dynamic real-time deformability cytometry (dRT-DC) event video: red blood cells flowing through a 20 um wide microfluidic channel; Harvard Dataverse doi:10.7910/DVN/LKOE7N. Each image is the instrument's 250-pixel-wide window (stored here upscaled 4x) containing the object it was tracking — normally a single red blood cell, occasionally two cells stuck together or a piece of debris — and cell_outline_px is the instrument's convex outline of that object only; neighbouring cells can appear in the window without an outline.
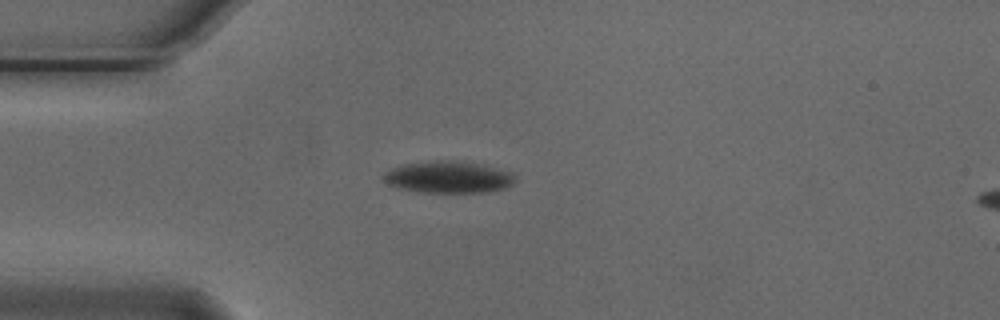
{"species": "Egyptian fruit bat (a non-hibernating species)", "species_latin": "Rousettus aegyptiacus", "temperature_condition": "cold", "stored_images_in_passage": 41, "camera_frame_rate_fps": 3000, "um_per_image_px": 0.085, "animal": {"sex": "male"}, "frame": {"image": 1, "passage_image": 1, "time_ms": 0.0, "image_size_px": [1000, 320], "cell_outline_px": [[512, 184], [504, 188], [488, 192], [420, 192], [400, 188], [388, 184], [384, 180], [384, 176], [392, 168], [404, 164], [476, 164], [508, 172], [512, 176]], "centroid_in_image_um": [38.08, 15.13], "position_along_channel_um": 46.9, "area_um2": 22.37}}
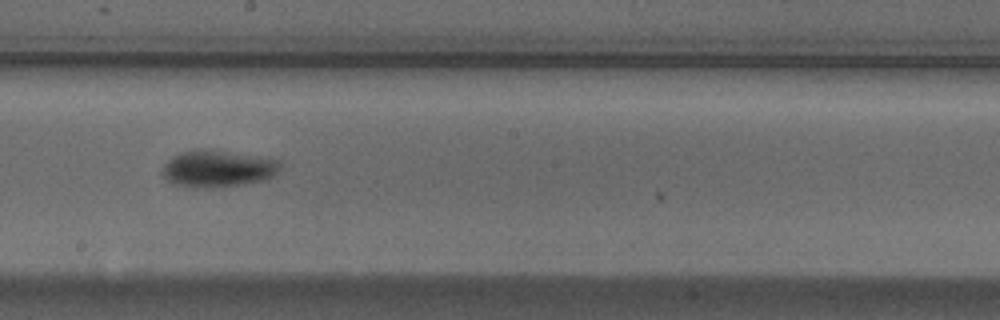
{"frame": {"image": 2, "passage_image": 17, "time_ms": 5.333, "image_size_px": [1000, 320], "cell_outline_px": [[280, 168], [272, 176], [264, 180], [244, 184], [216, 188], [196, 188], [172, 184], [164, 176], [164, 164], [172, 156], [180, 152], [192, 148], [212, 148], [260, 156], [280, 160]], "centroid_in_image_um": [18.5, 14.31], "position_along_channel_um": 229.7, "area_um2": 25.89}}
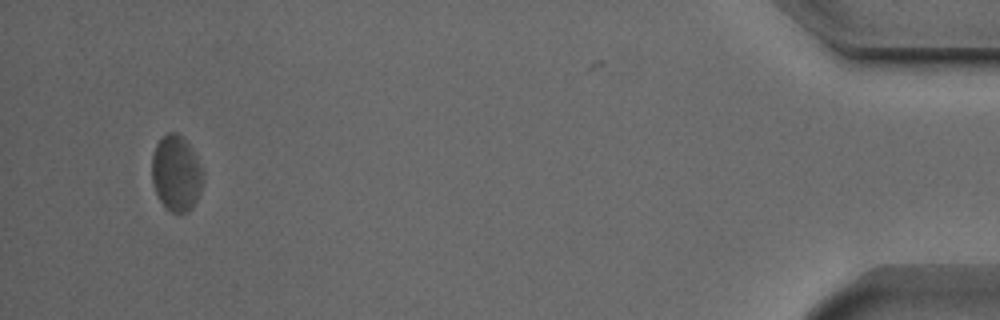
{"frame": {"image": 3, "passage_image": 39, "time_ms": 12.667, "image_size_px": [1000, 320], "cell_outline_px": [[200, 192], [196, 200], [188, 212], [180, 216], [172, 212], [160, 200], [152, 184], [152, 156], [156, 144], [168, 132], [176, 132], [192, 148], [200, 168]], "centroid_in_image_um": [14.94, 14.76], "position_along_channel_um": 420.3, "area_um2": 22.02}, "authors_computed_cell_mechanics": {"area_um2": 22.9466, "velocity_mm_per_s": 3.7155, "shape_relaxation_time_tau1_ms": 2.0869, "shape_relaxation_time_tau2_ms": null, "deformation_change_tau1": 0.0782, "deformation_change_tau2": null}}